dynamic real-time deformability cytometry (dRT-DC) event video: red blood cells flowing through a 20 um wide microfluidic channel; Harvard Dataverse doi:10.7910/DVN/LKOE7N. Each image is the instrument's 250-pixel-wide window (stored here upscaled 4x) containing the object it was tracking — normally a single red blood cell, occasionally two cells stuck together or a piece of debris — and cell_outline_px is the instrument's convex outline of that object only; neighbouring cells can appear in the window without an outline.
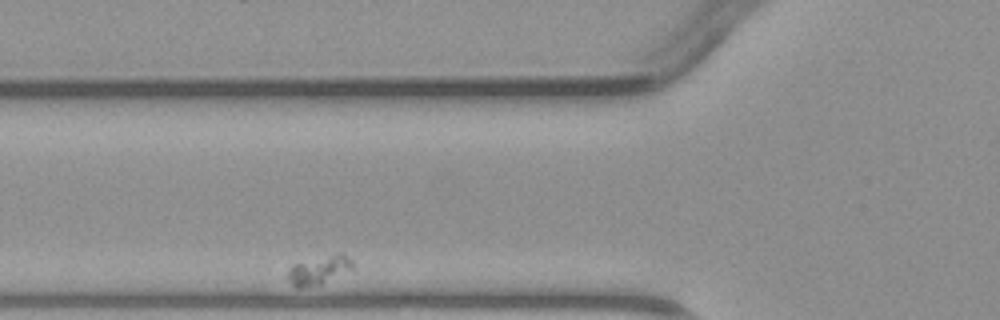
{"species": "common noctule bat (a hibernating species)", "species_latin": "Nyctalus noctula", "temperature_condition": "warm", "stored_images_in_passage": 2, "camera_frame_rate_fps": 3000, "um_per_image_px": 0.085, "animal": {"sex": "male", "body_mass_g": 23.1, "forearm_length_mm": 52.7}, "frame": {"image": 1, "passage_image": 2, "time_ms": 1.0, "image_size_px": [1000, 320], "cell_outline_px": [[352, 268], [320, 284], [300, 288], [296, 288], [288, 280], [288, 272], [292, 264], [336, 252], [344, 252], [352, 260]], "centroid_in_image_um": [27.1, 22.92], "position_along_channel_um": 98.7, "area_um2": 10.75}}